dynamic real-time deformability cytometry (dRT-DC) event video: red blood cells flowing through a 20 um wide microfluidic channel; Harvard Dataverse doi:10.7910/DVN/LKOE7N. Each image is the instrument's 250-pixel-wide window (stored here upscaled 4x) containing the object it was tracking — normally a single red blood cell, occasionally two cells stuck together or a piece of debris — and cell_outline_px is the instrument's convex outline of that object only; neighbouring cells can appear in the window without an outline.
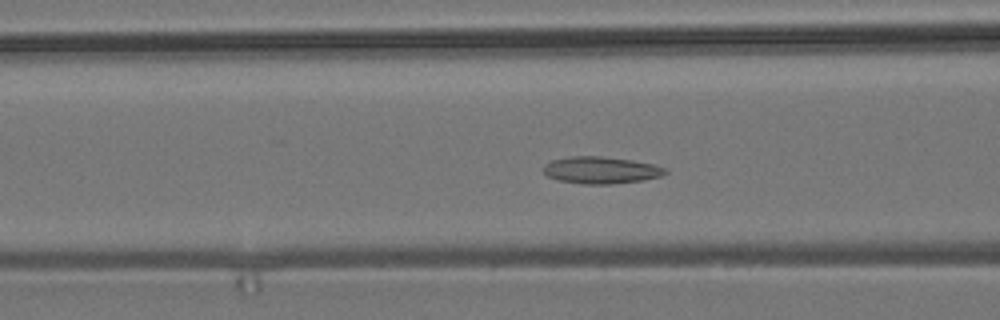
{"species": "common noctule bat (a hibernating species)", "species_latin": "Nyctalus noctula", "temperature_condition": "room temperature", "stored_images_in_passage": 56, "camera_frame_rate_fps": 3000, "um_per_image_px": 0.085, "animal": {"sex": "male", "body_mass_g": 19.2, "forearm_length_mm": 51.8}, "frame": {"image": 1, "passage_image": 21, "time_ms": 6.667, "image_size_px": [1000, 320], "cell_outline_px": [[668, 172], [660, 176], [644, 180], [612, 184], [584, 184], [560, 180], [548, 176], [544, 172], [544, 164], [552, 160], [568, 156], [600, 156], [632, 160], [652, 164], [664, 168]], "centroid_in_image_um": [51.07, 14.46], "position_along_channel_um": 115.5, "area_um2": 19.02}}
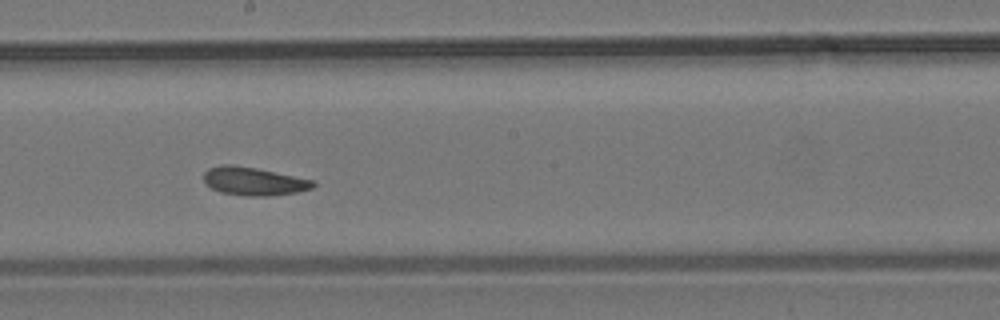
{"frame": {"image": 2, "passage_image": 30, "time_ms": 9.667, "image_size_px": [1000, 320], "cell_outline_px": [[316, 184], [312, 188], [296, 192], [268, 196], [248, 196], [220, 192], [204, 184], [204, 172], [208, 168], [220, 164], [232, 164], [256, 168], [312, 180]], "centroid_in_image_um": [21.5, 15.4], "position_along_channel_um": 226.7, "area_um2": 17.92}}
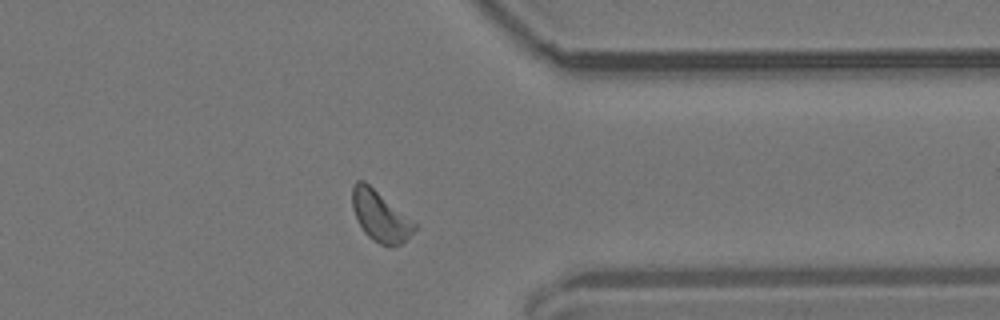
{"frame": {"image": 3, "passage_image": 43, "time_ms": 14.0, "image_size_px": [1000, 320], "cell_outline_px": [[420, 228], [400, 244], [388, 248], [372, 240], [364, 232], [352, 208], [352, 184], [356, 180], [364, 180], [416, 224]], "centroid_in_image_um": [32.32, 18.39], "position_along_channel_um": 379.1, "area_um2": 18.26}}